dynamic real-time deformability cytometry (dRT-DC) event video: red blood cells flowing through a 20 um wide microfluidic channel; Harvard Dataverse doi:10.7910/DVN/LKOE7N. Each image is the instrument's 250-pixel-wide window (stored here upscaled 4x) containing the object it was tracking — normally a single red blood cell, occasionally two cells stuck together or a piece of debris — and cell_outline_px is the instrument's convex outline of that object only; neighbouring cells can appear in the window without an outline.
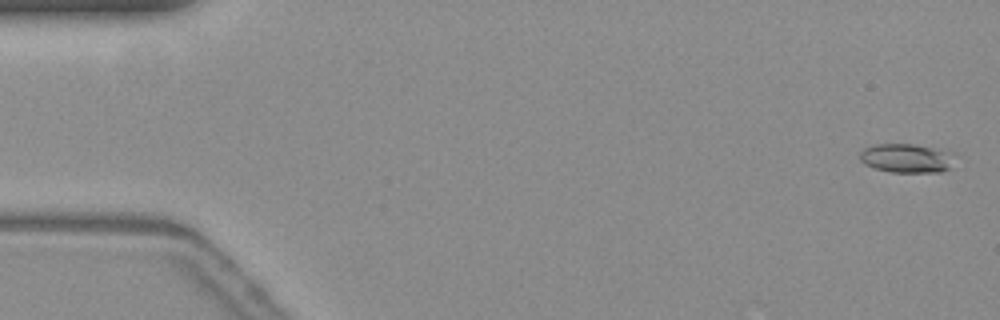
{"species": "common noctule bat (a hibernating species)", "species_latin": "Nyctalus noctula", "temperature_condition": "warm", "stored_images_in_passage": 56, "camera_frame_rate_fps": 3000, "um_per_image_px": 0.085, "animal": {"sex": "female", "body_mass_g": 19.3, "forearm_length_mm": 54.1}, "frame": {"image": 1, "passage_image": 2, "time_ms": 0.333, "image_size_px": [1000, 320], "cell_outline_px": [[960, 156], [952, 168], [940, 172], [892, 172], [876, 168], [864, 164], [860, 160], [860, 152], [864, 148], [876, 144], [912, 144], [956, 152]], "centroid_in_image_um": [77.2, 13.44], "position_along_channel_um": 7.8, "area_um2": 16.53}}
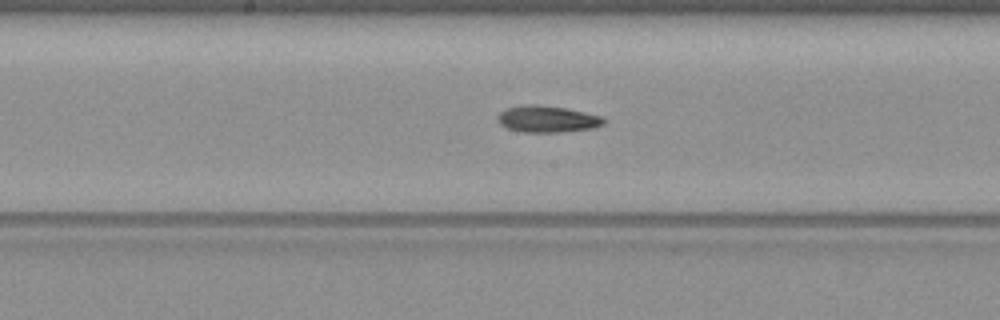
{"frame": {"image": 2, "passage_image": 29, "time_ms": 9.333, "image_size_px": [1000, 320], "cell_outline_px": [[608, 120], [604, 124], [596, 128], [560, 132], [520, 132], [508, 128], [500, 124], [500, 112], [504, 108], [524, 104], [536, 104], [564, 108], [584, 112], [600, 116]], "centroid_in_image_um": [46.55, 10.12], "position_along_channel_um": 201.6, "area_um2": 16.47}}
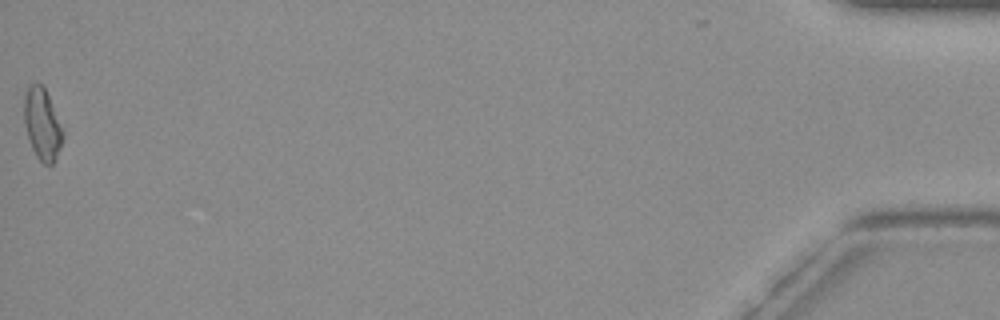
{"frame": {"image": 3, "passage_image": 56, "time_ms": 18.333, "image_size_px": [1000, 320], "cell_outline_px": [[64, 136], [56, 160], [52, 164], [44, 164], [36, 156], [32, 148], [24, 124], [24, 100], [28, 88], [32, 84], [40, 84], [44, 88], [48, 96], [64, 132]], "centroid_in_image_um": [3.6, 10.6], "position_along_channel_um": 431.6, "area_um2": 15.84}, "authors_computed_cell_mechanics": {"area_um2": 16.0684, "velocity_mm_per_s": 3.7456, "shape_relaxation_time_tau1_ms": null, "shape_relaxation_time_tau2_ms": 4.4656, "deformation_change_tau1": null, "deformation_change_tau2": 0.1197}}